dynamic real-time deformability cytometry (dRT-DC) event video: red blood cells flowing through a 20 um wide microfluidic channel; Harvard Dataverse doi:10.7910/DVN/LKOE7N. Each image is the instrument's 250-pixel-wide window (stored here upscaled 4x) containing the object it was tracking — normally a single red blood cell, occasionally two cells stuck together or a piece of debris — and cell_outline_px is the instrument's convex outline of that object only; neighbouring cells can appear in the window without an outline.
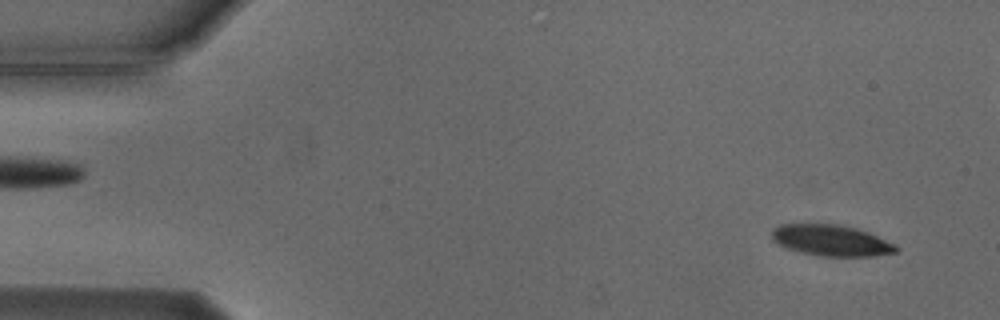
{"species": "Egyptian fruit bat (a non-hibernating species)", "species_latin": "Rousettus aegyptiacus", "temperature_condition": "cold", "stored_images_in_passage": 54, "camera_frame_rate_fps": 3000, "um_per_image_px": 0.085, "animal": {"sex": "male"}, "frame": {"image": 1, "passage_image": 3, "time_ms": 0.667, "image_size_px": [1000, 320], "cell_outline_px": [[900, 248], [896, 252], [876, 256], [820, 256], [800, 252], [784, 248], [776, 244], [772, 240], [772, 228], [780, 224], [840, 224], [856, 228], [868, 232], [896, 244]], "centroid_in_image_um": [70.63, 20.44], "position_along_channel_um": 14.4, "area_um2": 22.83}}
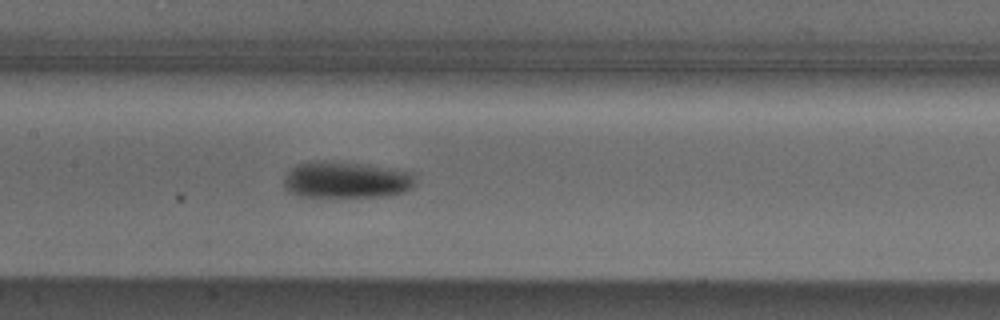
{"frame": {"image": 2, "passage_image": 25, "time_ms": 8.0, "image_size_px": [1000, 320], "cell_outline_px": [[416, 176], [412, 188], [404, 192], [388, 196], [296, 196], [284, 188], [284, 176], [296, 164], [308, 160], [332, 160], [364, 164], [412, 172]], "centroid_in_image_um": [29.39, 15.27], "position_along_channel_um": 178.0, "area_um2": 28.32}}
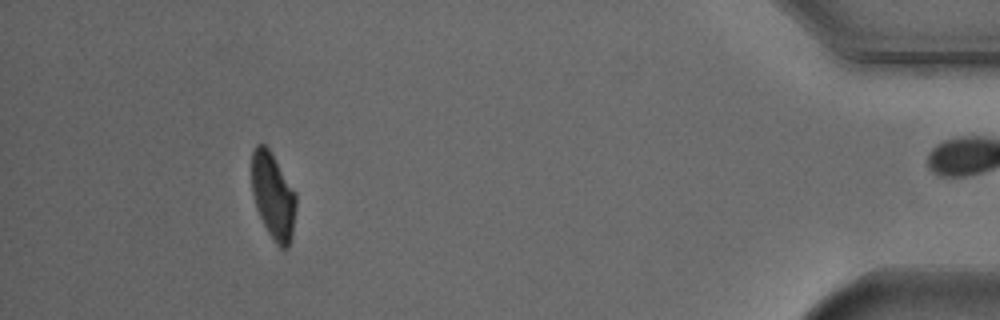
{"frame": {"image": 3, "passage_image": 49, "time_ms": 16.0, "image_size_px": [1000, 320], "cell_outline_px": [[296, 208], [292, 236], [288, 248], [280, 248], [276, 244], [268, 232], [260, 216], [252, 192], [252, 152], [256, 144], [264, 144], [272, 152], [296, 192]], "centroid_in_image_um": [23.23, 16.64], "position_along_channel_um": 412.0, "area_um2": 22.37}, "authors_computed_cell_mechanics": {"area_um2": 25.1719, "velocity_mm_per_s": 3.7459, "shape_relaxation_time_tau1_ms": 2.8674, "shape_relaxation_time_tau2_ms": null, "deformation_change_tau1": 0.1109, "deformation_change_tau2": null}}